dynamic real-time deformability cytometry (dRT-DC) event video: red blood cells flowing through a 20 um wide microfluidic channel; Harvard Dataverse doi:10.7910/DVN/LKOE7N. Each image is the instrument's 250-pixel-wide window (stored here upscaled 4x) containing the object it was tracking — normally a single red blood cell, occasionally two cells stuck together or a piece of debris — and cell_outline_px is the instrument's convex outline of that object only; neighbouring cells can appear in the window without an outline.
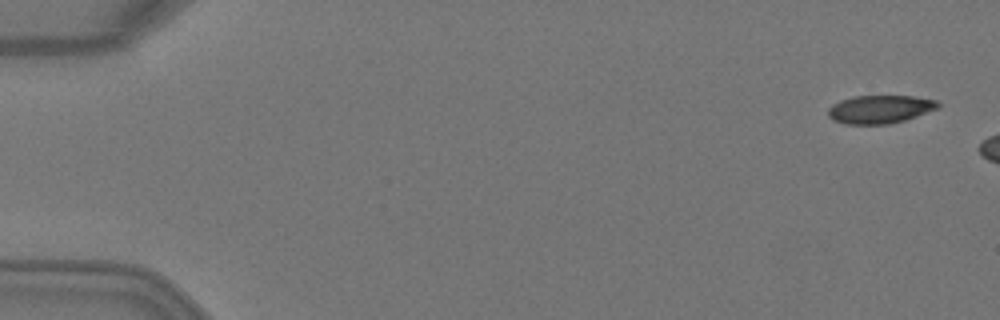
{"species": "Egyptian fruit bat (a non-hibernating species)", "species_latin": "Rousettus aegyptiacus", "temperature_condition": "warm", "stored_images_in_passage": 3, "camera_frame_rate_fps": 3000, "um_per_image_px": 0.085, "animal": {"sex": "female"}, "frame": {"image": 1, "passage_image": 1, "time_ms": 0.0, "image_size_px": [1000, 320], "cell_outline_px": [[940, 104], [936, 108], [916, 116], [904, 120], [888, 124], [844, 124], [832, 120], [828, 116], [828, 108], [832, 104], [840, 100], [852, 96], [912, 96], [936, 100]], "centroid_in_image_um": [74.73, 9.28], "position_along_channel_um": 10.3, "area_um2": 17.98}}